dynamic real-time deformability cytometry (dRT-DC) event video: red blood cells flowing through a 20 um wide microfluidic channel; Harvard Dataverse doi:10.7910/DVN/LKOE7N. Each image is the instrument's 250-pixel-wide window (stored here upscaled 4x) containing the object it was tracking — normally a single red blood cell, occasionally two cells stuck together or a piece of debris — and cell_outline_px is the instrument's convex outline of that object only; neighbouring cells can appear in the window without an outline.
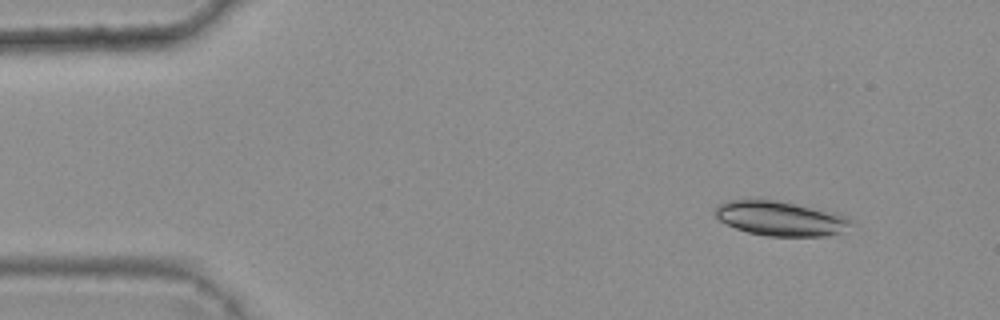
{"species": "common noctule bat (a hibernating species)", "species_latin": "Nyctalus noctula", "temperature_condition": "warm", "stored_images_in_passage": 4, "camera_frame_rate_fps": 3000, "um_per_image_px": 0.085, "animal": {"sex": "female", "body_mass_g": 25.1}, "frame": {"image": 1, "passage_image": 1, "time_ms": 0.0, "image_size_px": [1000, 320], "cell_outline_px": [[856, 224], [844, 232], [828, 236], [764, 236], [748, 232], [736, 228], [720, 220], [712, 212], [716, 204], [724, 200], [776, 200], [836, 212], [848, 216]], "centroid_in_image_um": [66.39, 18.57], "position_along_channel_um": 18.6, "area_um2": 27.92}}
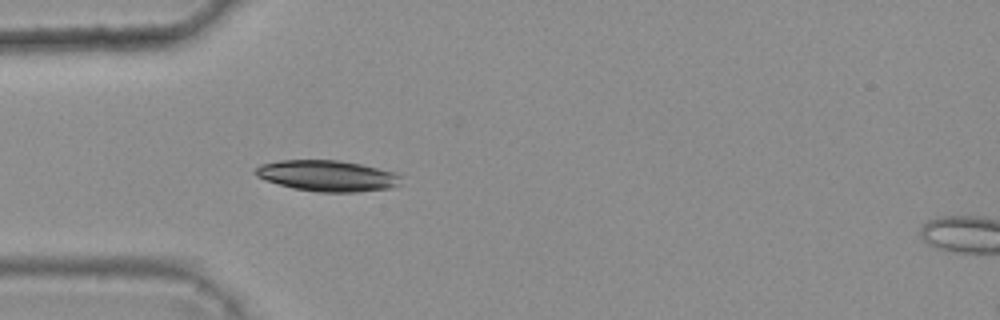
{"frame": {"image": 2, "passage_image": 3, "time_ms": 0.667, "image_size_px": [1000, 320], "cell_outline_px": [[400, 184], [392, 188], [356, 192], [316, 192], [292, 188], [256, 176], [252, 172], [260, 164], [280, 160], [340, 160], [360, 164], [396, 172], [400, 176]], "centroid_in_image_um": [27.83, 14.94], "position_along_channel_um": 57.2, "area_um2": 26.36}}